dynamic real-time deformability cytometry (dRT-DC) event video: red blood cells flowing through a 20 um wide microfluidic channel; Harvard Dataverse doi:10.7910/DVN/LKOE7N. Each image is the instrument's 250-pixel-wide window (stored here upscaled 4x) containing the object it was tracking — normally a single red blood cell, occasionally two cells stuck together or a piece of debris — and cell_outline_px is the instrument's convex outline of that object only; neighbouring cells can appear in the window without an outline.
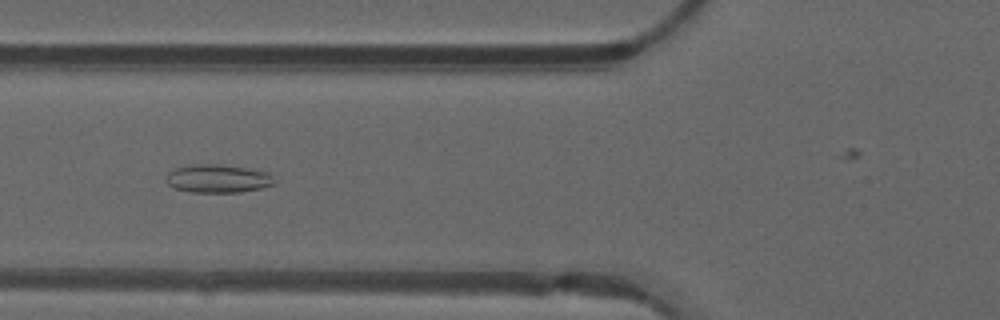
{"species": "common noctule bat (a hibernating species)", "species_latin": "Nyctalus noctula", "temperature_condition": "warm", "stored_images_in_passage": 44, "camera_frame_rate_fps": 3000, "um_per_image_px": 0.085, "animal": {"sex": "male", "forearm_length_mm": 52.5}, "frame": {"image": 1, "passage_image": 19, "time_ms": 6.0, "image_size_px": [1000, 320], "cell_outline_px": [[276, 184], [260, 188], [240, 192], [188, 192], [176, 188], [168, 184], [164, 180], [168, 172], [172, 168], [192, 164], [220, 164], [244, 168], [264, 172], [272, 176], [276, 180]], "centroid_in_image_um": [18.46, 15.18], "position_along_channel_um": 107.3, "area_um2": 17.86}}
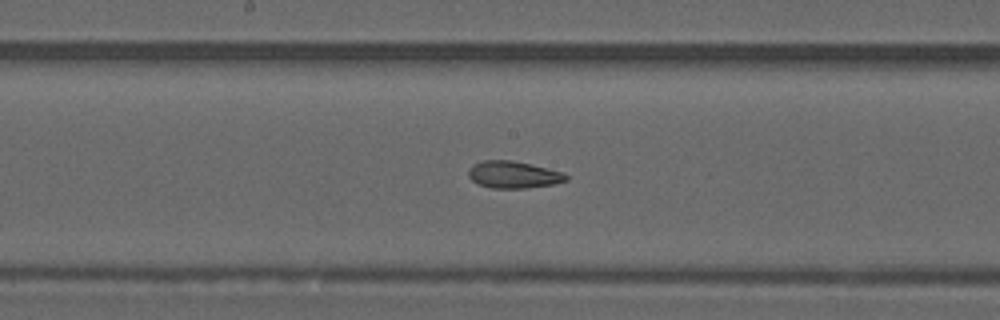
{"frame": {"image": 2, "passage_image": 26, "time_ms": 8.333, "image_size_px": [1000, 320], "cell_outline_px": [[568, 180], [552, 184], [528, 188], [492, 188], [480, 184], [472, 180], [468, 176], [468, 168], [472, 164], [484, 160], [512, 160], [564, 172], [568, 176]], "centroid_in_image_um": [43.63, 14.84], "position_along_channel_um": 204.6, "area_um2": 15.37}}
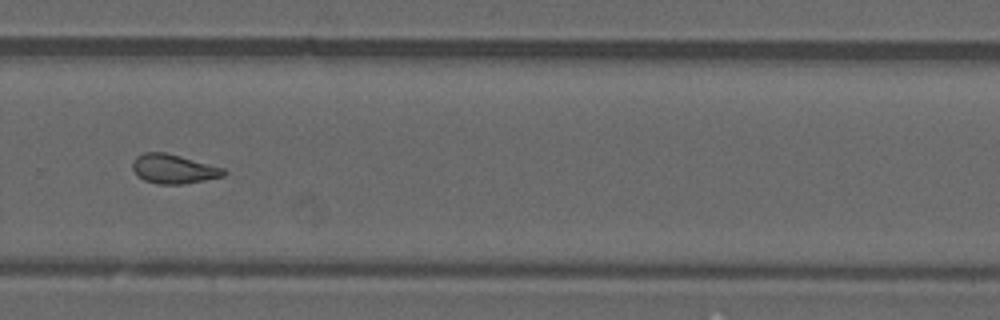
{"frame": {"image": 3, "passage_image": 34, "time_ms": 11.0, "image_size_px": [1000, 320], "cell_outline_px": [[228, 172], [224, 176], [184, 184], [160, 184], [144, 180], [136, 176], [132, 168], [132, 164], [136, 156], [144, 152], [164, 152], [180, 156], [224, 168]], "centroid_in_image_um": [14.74, 14.36], "position_along_channel_um": 315.1, "area_um2": 15.55}}